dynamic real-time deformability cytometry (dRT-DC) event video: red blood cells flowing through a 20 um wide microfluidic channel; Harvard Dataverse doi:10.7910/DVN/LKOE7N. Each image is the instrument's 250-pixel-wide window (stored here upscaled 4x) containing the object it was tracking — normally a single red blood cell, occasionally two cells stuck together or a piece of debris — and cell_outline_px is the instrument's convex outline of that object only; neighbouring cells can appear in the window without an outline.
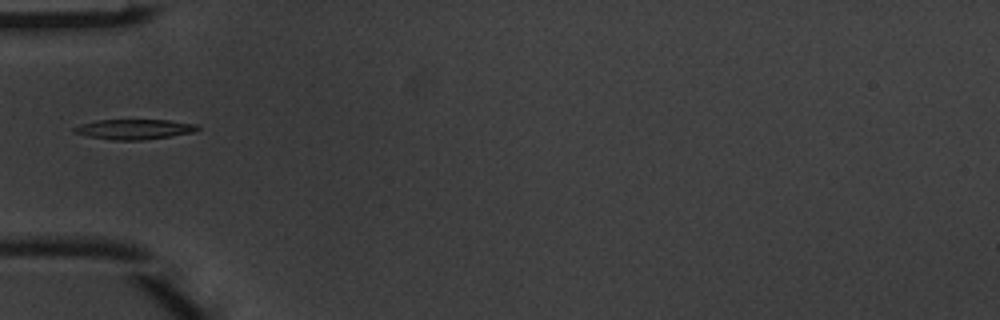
{"species": "common noctule bat (a hibernating species)", "species_latin": "Nyctalus noctula", "temperature_condition": "warm", "stored_images_in_passage": 3, "camera_frame_rate_fps": 3000, "um_per_image_px": 0.085, "animal": {"sex": "male", "body_mass_g": 20.1, "forearm_length_mm": 53.5}, "frame": {"image": 1, "passage_image": 2, "time_ms": 0.333, "image_size_px": [1000, 320], "cell_outline_px": [[200, 128], [196, 132], [144, 140], [112, 140], [88, 136], [72, 132], [72, 128], [96, 120], [168, 120], [196, 124]], "centroid_in_image_um": [11.43, 10.99], "position_along_channel_um": 73.6, "area_um2": 14.39}}